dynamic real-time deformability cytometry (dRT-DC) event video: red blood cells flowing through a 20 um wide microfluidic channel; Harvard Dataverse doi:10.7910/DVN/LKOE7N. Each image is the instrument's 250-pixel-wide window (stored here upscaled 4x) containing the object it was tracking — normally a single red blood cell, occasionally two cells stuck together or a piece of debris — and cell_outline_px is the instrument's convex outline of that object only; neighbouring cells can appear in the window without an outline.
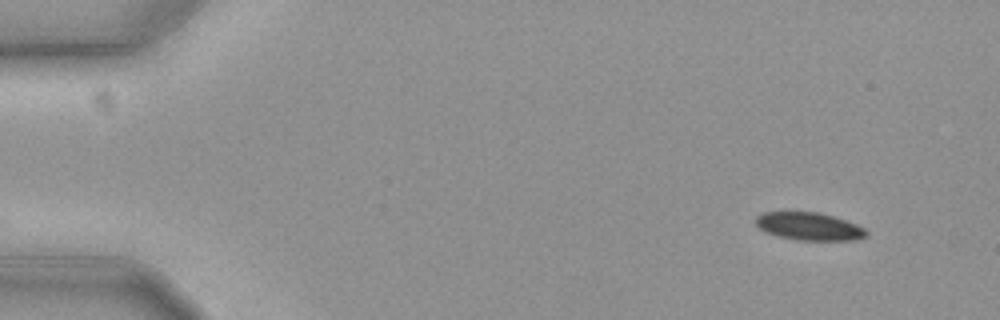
{"species": "common noctule bat (a hibernating species)", "species_latin": "Nyctalus noctula", "temperature_condition": "cold", "stored_images_in_passage": 7, "camera_frame_rate_fps": 3000, "um_per_image_px": 0.085, "animal": {"sex": "female", "body_mass_g": 19.3, "forearm_length_mm": 54.1}, "frame": {"image": 1, "passage_image": 1, "time_ms": 0.0, "image_size_px": [1000, 320], "cell_outline_px": [[868, 236], [852, 240], [796, 240], [764, 232], [756, 224], [756, 216], [764, 212], [820, 212], [856, 224], [864, 228], [868, 232]], "centroid_in_image_um": [68.77, 19.24], "position_along_channel_um": 16.2, "area_um2": 17.8}}